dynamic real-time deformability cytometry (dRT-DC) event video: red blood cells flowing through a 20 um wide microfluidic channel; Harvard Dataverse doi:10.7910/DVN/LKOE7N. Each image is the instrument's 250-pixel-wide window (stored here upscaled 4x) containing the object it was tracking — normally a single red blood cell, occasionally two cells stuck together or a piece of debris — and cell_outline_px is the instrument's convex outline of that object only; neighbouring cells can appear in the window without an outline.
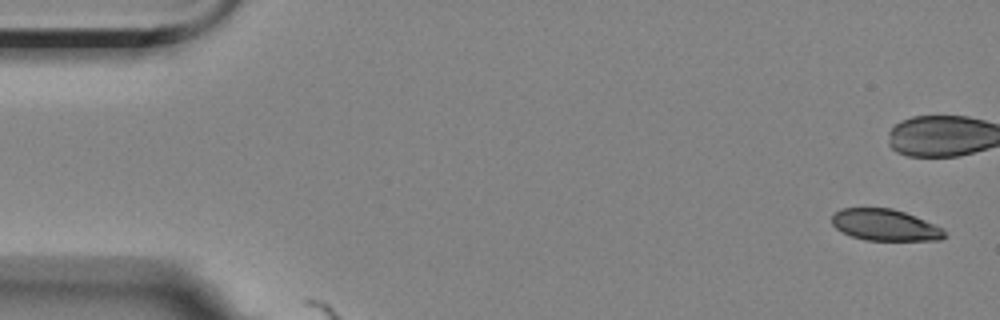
{"species": "Egyptian fruit bat (a non-hibernating species)", "species_latin": "Rousettus aegyptiacus", "temperature_condition": "room temperature", "stored_images_in_passage": 17, "camera_frame_rate_fps": 3000, "um_per_image_px": 0.085, "animal": {"sex": "female"}, "frame": {"image": 1, "passage_image": 1, "time_ms": 0.0, "image_size_px": [1000, 320], "cell_outline_px": [[948, 236], [940, 240], [868, 240], [852, 236], [836, 228], [832, 224], [832, 216], [840, 208], [892, 208], [904, 212], [944, 228]], "centroid_in_image_um": [75.26, 19.12], "position_along_channel_um": 9.7, "area_um2": 20.58}}
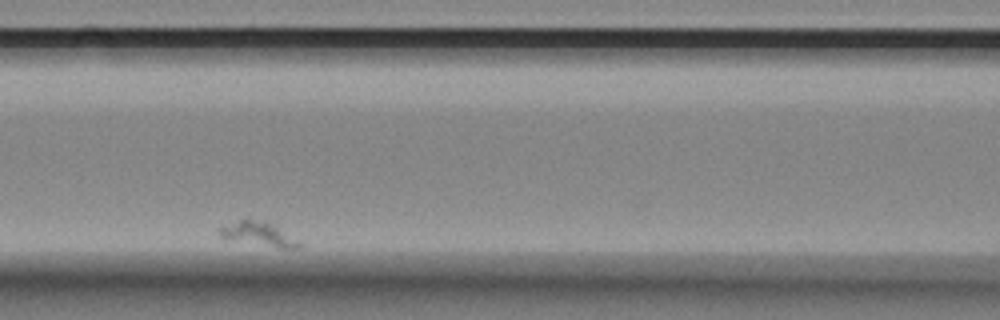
{"frame": {"image": 2, "passage_image": 5, "time_ms": 4.333, "image_size_px": [1000, 320], "cell_outline_px": [[304, 244], [300, 248], [280, 248], [220, 236], [216, 232], [216, 228], [240, 220], [264, 220]], "centroid_in_image_um": [21.98, 19.88], "position_along_channel_um": 144.6, "area_um2": 10.58}}
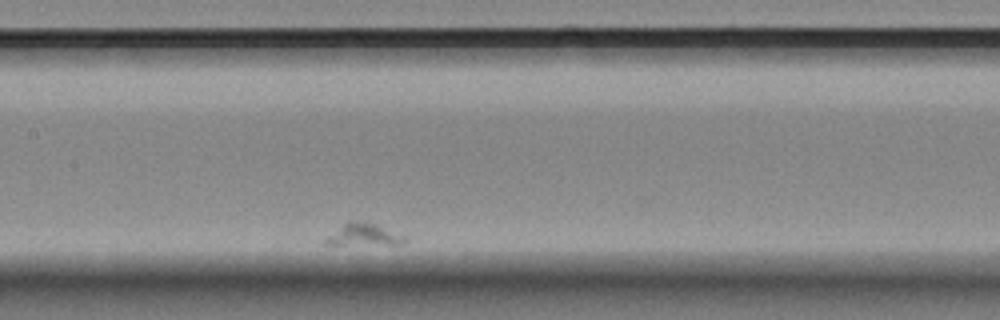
{"frame": {"image": 3, "passage_image": 6, "time_ms": 5.667, "image_size_px": [1000, 320], "cell_outline_px": [[408, 240], [400, 244], [324, 244], [324, 240], [328, 236], [348, 220], [352, 220], [376, 224], [408, 236]], "centroid_in_image_um": [30.98, 19.94], "position_along_channel_um": 176.4, "area_um2": 10.12}}